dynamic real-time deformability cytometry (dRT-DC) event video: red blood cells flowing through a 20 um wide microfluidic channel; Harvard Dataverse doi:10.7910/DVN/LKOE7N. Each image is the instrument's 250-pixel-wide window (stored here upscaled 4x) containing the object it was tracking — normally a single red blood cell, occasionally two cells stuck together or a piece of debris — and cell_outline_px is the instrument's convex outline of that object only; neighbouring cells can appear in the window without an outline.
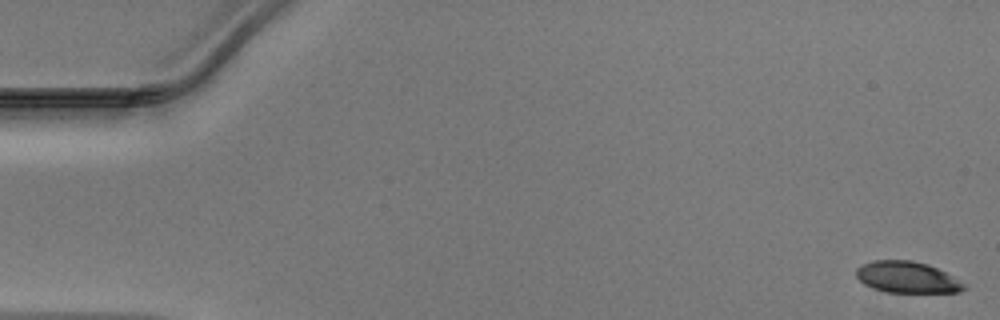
{"species": "Egyptian fruit bat (a non-hibernating species)", "species_latin": "Rousettus aegyptiacus", "temperature_condition": "warm", "stored_images_in_passage": 46, "camera_frame_rate_fps": 3000, "um_per_image_px": 0.085, "animal": {"sex": "male"}, "frame": {"image": 1, "passage_image": 1, "time_ms": 0.0, "image_size_px": [1000, 320], "cell_outline_px": [[968, 288], [960, 292], [884, 292], [872, 288], [864, 284], [856, 276], [856, 268], [872, 260], [912, 260], [928, 264], [944, 272], [964, 284]], "centroid_in_image_um": [77.07, 23.57], "position_along_channel_um": 7.9, "area_um2": 19.59}}
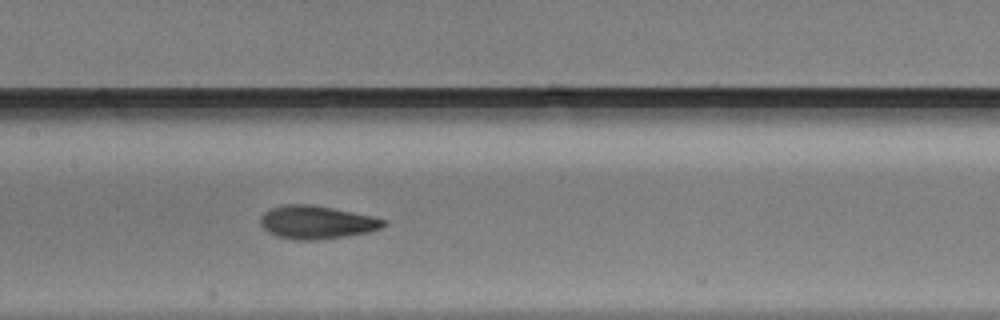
{"frame": {"image": 2, "passage_image": 24, "time_ms": 7.667, "image_size_px": [1000, 320], "cell_outline_px": [[388, 224], [380, 228], [368, 232], [344, 236], [316, 240], [296, 240], [280, 236], [268, 232], [260, 224], [260, 216], [264, 212], [272, 208], [284, 204], [312, 204], [376, 216], [388, 220]], "centroid_in_image_um": [26.96, 18.88], "position_along_channel_um": 180.4, "area_um2": 23.93}}
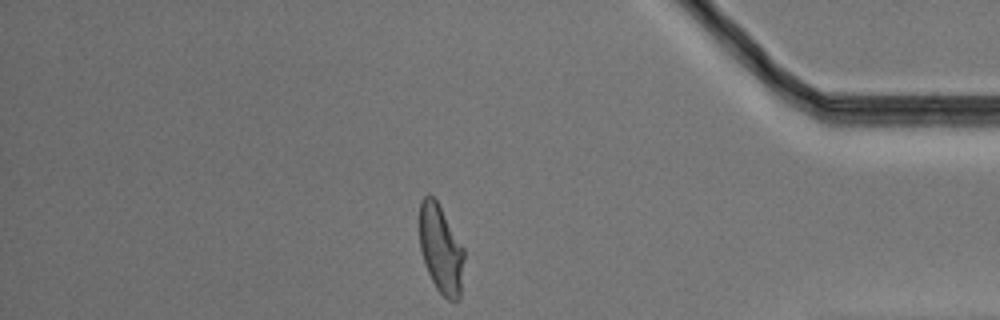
{"frame": {"image": 3, "passage_image": 42, "time_ms": 13.667, "image_size_px": [1000, 320], "cell_outline_px": [[464, 256], [460, 300], [448, 300], [436, 288], [428, 272], [420, 248], [420, 204], [424, 196], [428, 192], [436, 200], [464, 248]], "centroid_in_image_um": [37.48, 21.19], "position_along_channel_um": 397.7, "area_um2": 22.72}}